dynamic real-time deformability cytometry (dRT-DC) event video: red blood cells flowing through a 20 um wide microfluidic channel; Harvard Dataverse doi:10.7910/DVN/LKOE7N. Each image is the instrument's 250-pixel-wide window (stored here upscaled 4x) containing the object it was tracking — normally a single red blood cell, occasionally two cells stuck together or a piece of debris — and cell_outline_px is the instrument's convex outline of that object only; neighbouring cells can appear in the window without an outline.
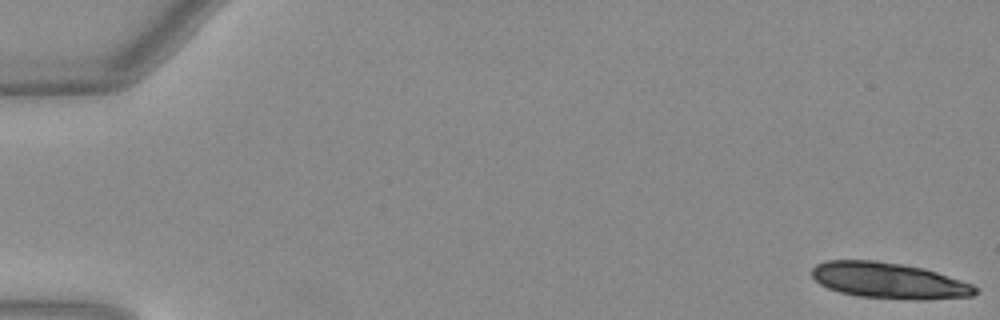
{"species": "Egyptian fruit bat (a non-hibernating species)", "species_latin": "Rousettus aegyptiacus", "temperature_condition": "warm", "stored_images_in_passage": 16, "camera_frame_rate_fps": 3000, "um_per_image_px": 0.085, "animal": {"sex": "female"}, "frame": {"image": 1, "passage_image": 1, "time_ms": 0.0, "image_size_px": [1000, 320], "cell_outline_px": [[980, 288], [972, 296], [924, 300], [916, 300], [856, 296], [840, 292], [828, 288], [820, 284], [812, 276], [812, 268], [816, 264], [828, 260], [876, 260], [924, 268], [972, 284]], "centroid_in_image_um": [75.56, 23.85], "position_along_channel_um": 9.4, "area_um2": 34.22}}